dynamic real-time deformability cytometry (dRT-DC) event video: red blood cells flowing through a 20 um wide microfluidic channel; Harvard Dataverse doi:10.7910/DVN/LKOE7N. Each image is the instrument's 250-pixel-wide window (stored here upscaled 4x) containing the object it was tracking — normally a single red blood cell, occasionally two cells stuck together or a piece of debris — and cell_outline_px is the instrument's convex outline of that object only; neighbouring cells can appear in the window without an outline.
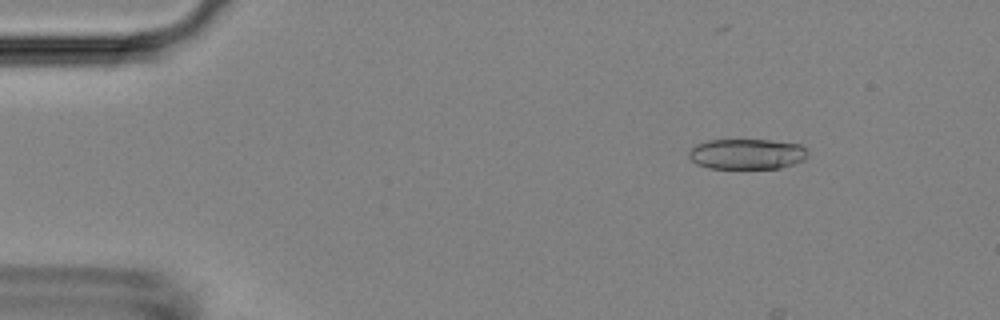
{"species": "Egyptian fruit bat (a non-hibernating species)", "species_latin": "Rousettus aegyptiacus", "temperature_condition": "room temperature", "stored_images_in_passage": 10, "camera_frame_rate_fps": 3000, "um_per_image_px": 0.085, "animal": {"sex": "female"}, "frame": {"image": 1, "passage_image": 7, "time_ms": 2.0, "image_size_px": [1000, 320], "cell_outline_px": [[808, 156], [804, 160], [796, 164], [780, 168], [708, 168], [696, 164], [688, 156], [688, 152], [696, 144], [708, 140], [768, 140], [800, 144], [808, 148]], "centroid_in_image_um": [63.52, 13.09], "position_along_channel_um": 21.5, "area_um2": 21.33}}